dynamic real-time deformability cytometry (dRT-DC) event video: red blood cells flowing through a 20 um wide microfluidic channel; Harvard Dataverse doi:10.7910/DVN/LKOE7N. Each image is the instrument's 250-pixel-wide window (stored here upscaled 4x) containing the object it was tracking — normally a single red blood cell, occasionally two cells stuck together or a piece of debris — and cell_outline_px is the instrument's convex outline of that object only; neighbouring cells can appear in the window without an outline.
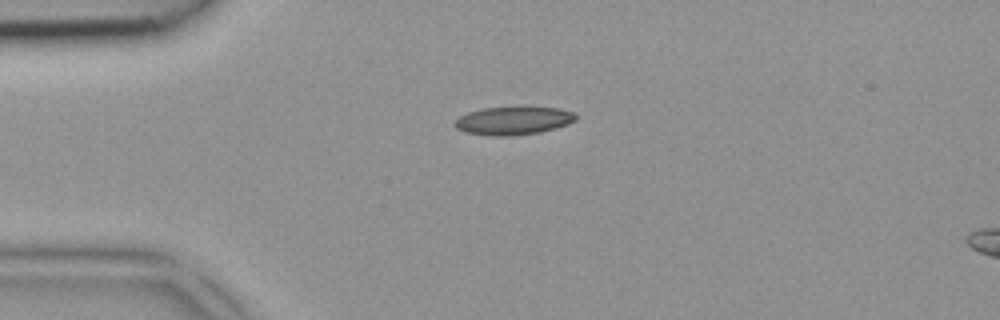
{"species": "common noctule bat (a hibernating species)", "species_latin": "Nyctalus noctula", "temperature_condition": "room temperature", "stored_images_in_passage": 2, "camera_frame_rate_fps": 3000, "um_per_image_px": 0.085, "animal": {"sex": "female", "body_mass_g": 18.4}, "frame": {"image": 1, "passage_image": 1, "time_ms": 0.0, "image_size_px": [1000, 320], "cell_outline_px": [[576, 120], [568, 124], [556, 128], [540, 132], [512, 136], [488, 136], [464, 132], [456, 128], [452, 124], [460, 116], [468, 112], [484, 108], [520, 104], [524, 104], [560, 108], [572, 112], [576, 116]], "centroid_in_image_um": [43.64, 10.21], "position_along_channel_um": 41.4, "area_um2": 20.87}}